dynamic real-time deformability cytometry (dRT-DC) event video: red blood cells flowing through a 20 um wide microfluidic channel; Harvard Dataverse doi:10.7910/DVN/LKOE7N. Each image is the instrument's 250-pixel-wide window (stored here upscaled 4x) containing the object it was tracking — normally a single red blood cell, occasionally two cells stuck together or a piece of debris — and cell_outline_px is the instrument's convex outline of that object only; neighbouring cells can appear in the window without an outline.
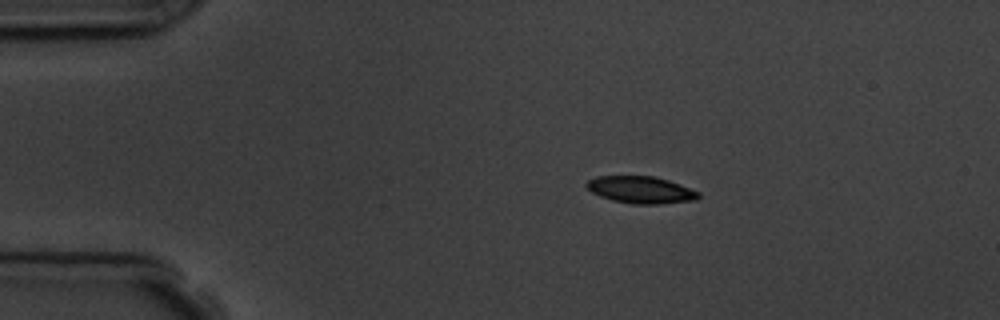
{"species": "common noctule bat (a hibernating species)", "species_latin": "Nyctalus noctula", "temperature_condition": "room temperature", "stored_images_in_passage": 8, "camera_frame_rate_fps": 3000, "um_per_image_px": 0.085, "animal": {"sex": "male", "body_mass_g": 19.5, "forearm_length_mm": 54.6}, "frame": {"image": 1, "passage_image": 1, "time_ms": 0.0, "image_size_px": [1000, 320], "cell_outline_px": [[700, 196], [696, 200], [660, 204], [632, 204], [612, 200], [600, 196], [592, 192], [584, 184], [588, 180], [596, 176], [652, 176], [668, 180], [700, 192]], "centroid_in_image_um": [54.46, 16.14], "position_along_channel_um": 30.5, "area_um2": 17.63}}
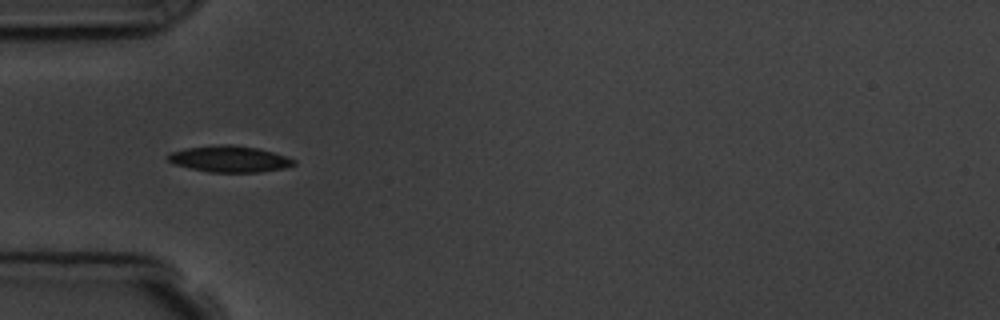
{"frame": {"image": 2, "passage_image": 3, "time_ms": 2.333, "image_size_px": [1000, 320], "cell_outline_px": [[296, 164], [284, 168], [256, 172], [208, 172], [172, 164], [168, 160], [168, 152], [184, 148], [220, 144], [232, 144], [256, 148], [272, 152], [296, 160]], "centroid_in_image_um": [19.45, 13.51], "position_along_channel_um": 65.5, "area_um2": 19.31}}
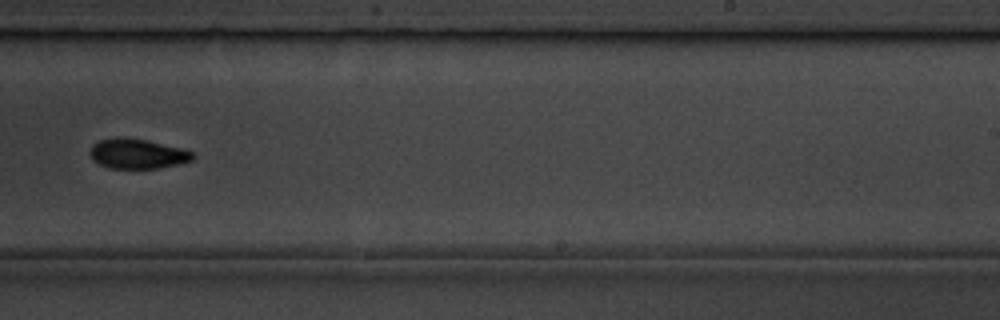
{"frame": {"image": 3, "passage_image": 8, "time_ms": 8.0, "image_size_px": [1000, 320], "cell_outline_px": [[196, 156], [192, 160], [160, 168], [108, 168], [92, 160], [92, 144], [100, 140], [116, 136], [148, 140], [184, 148], [192, 152]], "centroid_in_image_um": [11.71, 13.05], "position_along_channel_um": 277.3, "area_um2": 17.92}}